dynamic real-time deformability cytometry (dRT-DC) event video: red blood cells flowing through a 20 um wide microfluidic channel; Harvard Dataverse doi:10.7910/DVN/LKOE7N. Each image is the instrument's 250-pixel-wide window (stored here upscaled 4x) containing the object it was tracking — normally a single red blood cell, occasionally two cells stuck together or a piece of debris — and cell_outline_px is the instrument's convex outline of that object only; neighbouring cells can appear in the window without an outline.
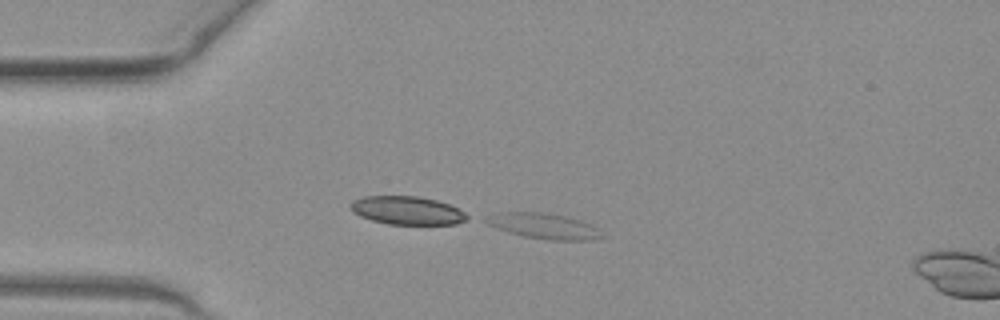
{"species": "common noctule bat (a hibernating species)", "species_latin": "Nyctalus noctula", "temperature_condition": "warm", "stored_images_in_passage": 12, "camera_frame_rate_fps": 3000, "um_per_image_px": 0.085, "animal": {"sex": "female", "body_mass_g": 19.3, "forearm_length_mm": 54.1}, "frame": {"image": 1, "passage_image": 12, "time_ms": 3.667, "image_size_px": [1000, 320], "cell_outline_px": [[608, 236], [592, 240], [552, 240], [524, 236], [508, 232], [496, 228], [480, 220], [484, 216], [508, 212], [540, 212], [564, 216], [580, 220], [596, 228]], "centroid_in_image_um": [46.21, 19.22], "position_along_channel_um": 38.8, "area_um2": 17.17}}